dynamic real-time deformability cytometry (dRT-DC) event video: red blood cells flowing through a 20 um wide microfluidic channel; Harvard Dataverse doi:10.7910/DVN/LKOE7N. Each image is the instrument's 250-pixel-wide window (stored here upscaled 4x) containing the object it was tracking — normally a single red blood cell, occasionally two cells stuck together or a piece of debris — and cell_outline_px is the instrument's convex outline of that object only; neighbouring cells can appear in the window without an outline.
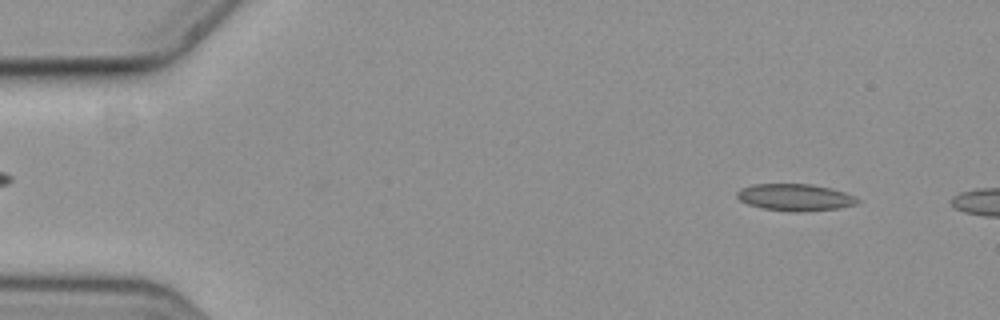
{"species": "common noctule bat (a hibernating species)", "species_latin": "Nyctalus noctula", "temperature_condition": "cold", "stored_images_in_passage": 10, "camera_frame_rate_fps": 3000, "um_per_image_px": 0.085, "animal": {"sex": "female", "body_mass_g": 19.3, "forearm_length_mm": 54.1}, "frame": {"image": 1, "passage_image": 5, "time_ms": 1.333, "image_size_px": [1000, 320], "cell_outline_px": [[860, 200], [856, 204], [840, 208], [804, 212], [792, 212], [760, 208], [748, 204], [740, 200], [736, 196], [736, 192], [740, 188], [756, 184], [808, 184], [828, 188], [844, 192]], "centroid_in_image_um": [67.54, 16.79], "position_along_channel_um": 17.5, "area_um2": 18.84}}